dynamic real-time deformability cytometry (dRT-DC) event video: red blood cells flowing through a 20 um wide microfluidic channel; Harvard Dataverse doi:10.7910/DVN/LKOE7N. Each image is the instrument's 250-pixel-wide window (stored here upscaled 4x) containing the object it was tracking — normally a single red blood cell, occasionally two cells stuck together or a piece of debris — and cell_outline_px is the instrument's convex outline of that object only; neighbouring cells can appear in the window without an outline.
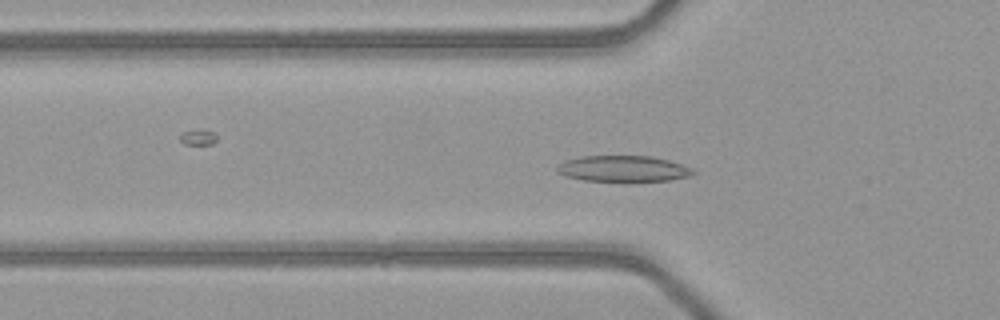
{"species": "common noctule bat (a hibernating species)", "species_latin": "Nyctalus noctula", "temperature_condition": "warm", "stored_images_in_passage": 51, "camera_frame_rate_fps": 3000, "um_per_image_px": 0.085, "animal": {"sex": "female", "body_mass_g": 21.9}, "frame": {"image": 1, "passage_image": 17, "time_ms": 5.333, "image_size_px": [1000, 320], "cell_outline_px": [[696, 172], [688, 176], [668, 180], [624, 184], [584, 180], [564, 176], [556, 172], [556, 164], [564, 160], [580, 156], [652, 156], [668, 160], [692, 168]], "centroid_in_image_um": [52.9, 14.38], "position_along_channel_um": 72.9, "area_um2": 21.62}}
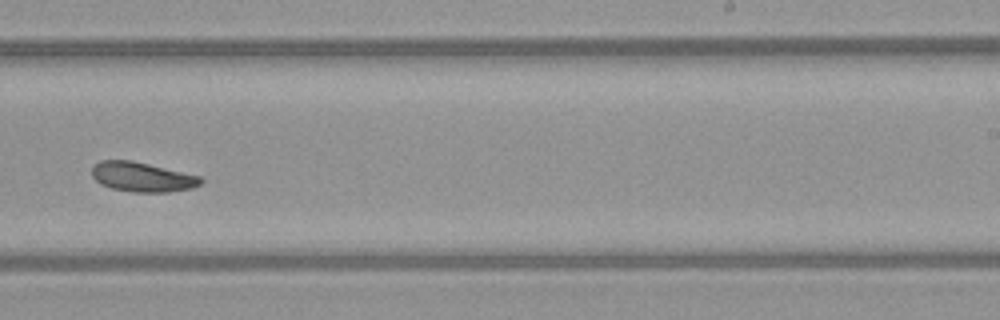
{"frame": {"image": 2, "passage_image": 32, "time_ms": 10.333, "image_size_px": [1000, 320], "cell_outline_px": [[204, 180], [200, 184], [192, 188], [168, 192], [132, 192], [112, 188], [100, 184], [92, 176], [92, 164], [100, 160], [132, 160], [200, 176]], "centroid_in_image_um": [12.06, 15.04], "position_along_channel_um": 276.9, "area_um2": 18.84}}
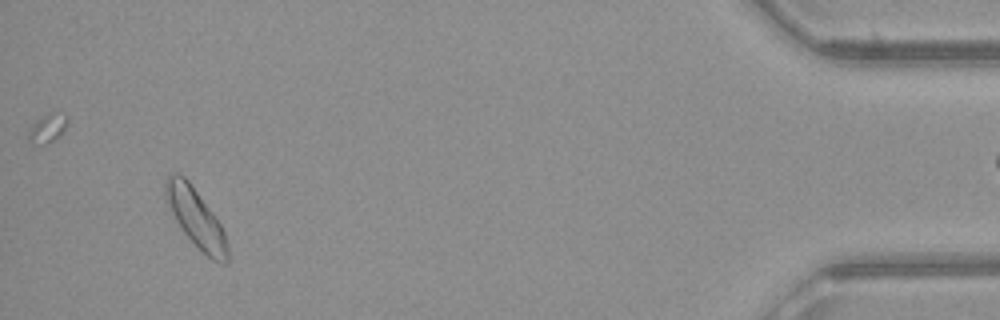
{"frame": {"image": 3, "passage_image": 48, "time_ms": 15.667, "image_size_px": [1000, 320], "cell_outline_px": [[228, 264], [224, 264], [212, 260], [180, 228], [164, 200], [164, 184], [168, 172], [176, 172], [184, 176], [188, 180], [212, 212], [220, 224], [228, 240]], "centroid_in_image_um": [16.62, 18.48], "position_along_channel_um": 418.6, "area_um2": 21.21}, "authors_computed_cell_mechanics": {"area_um2": 19.7098, "velocity_mm_per_s": 4.0667, "shape_relaxation_time_tau1_ms": 3.0487, "shape_relaxation_time_tau2_ms": null, "deformation_change_tau1": 0.0916, "deformation_change_tau2": null}}